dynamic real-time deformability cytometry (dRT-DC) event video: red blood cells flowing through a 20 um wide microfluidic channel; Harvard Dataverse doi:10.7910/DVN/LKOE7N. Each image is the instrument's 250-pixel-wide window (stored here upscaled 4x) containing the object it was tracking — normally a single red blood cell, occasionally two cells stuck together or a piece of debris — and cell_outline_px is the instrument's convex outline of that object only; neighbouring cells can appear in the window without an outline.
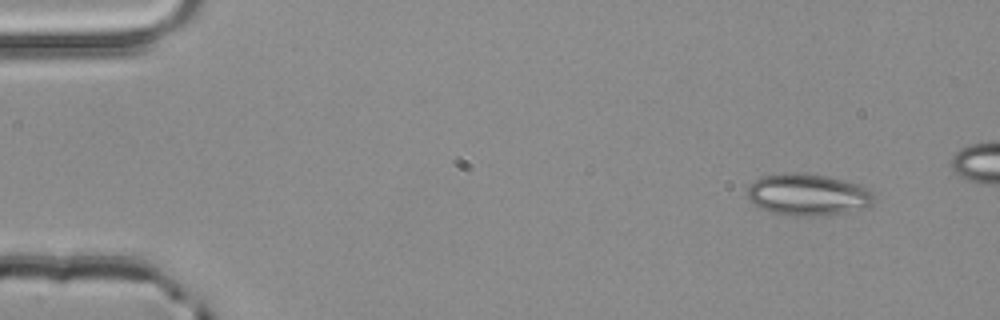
{"species": "common noctule bat (a hibernating species)", "species_latin": "Nyctalus noctula", "temperature_condition": "room temperature", "stored_images_in_passage": 4, "camera_frame_rate_fps": 3000, "um_per_image_px": 0.085, "animal": {"sex": "male", "body_mass_g": 20.4}, "frame": {"image": 1, "passage_image": 1, "time_ms": 0.0, "image_size_px": [1000, 320], "cell_outline_px": [[876, 200], [868, 208], [812, 216], [792, 216], [772, 212], [760, 208], [748, 200], [744, 192], [748, 184], [760, 176], [788, 172], [804, 172], [864, 184], [872, 192]], "centroid_in_image_um": [68.63, 16.52], "position_along_channel_um": 16.4, "area_um2": 31.44}}